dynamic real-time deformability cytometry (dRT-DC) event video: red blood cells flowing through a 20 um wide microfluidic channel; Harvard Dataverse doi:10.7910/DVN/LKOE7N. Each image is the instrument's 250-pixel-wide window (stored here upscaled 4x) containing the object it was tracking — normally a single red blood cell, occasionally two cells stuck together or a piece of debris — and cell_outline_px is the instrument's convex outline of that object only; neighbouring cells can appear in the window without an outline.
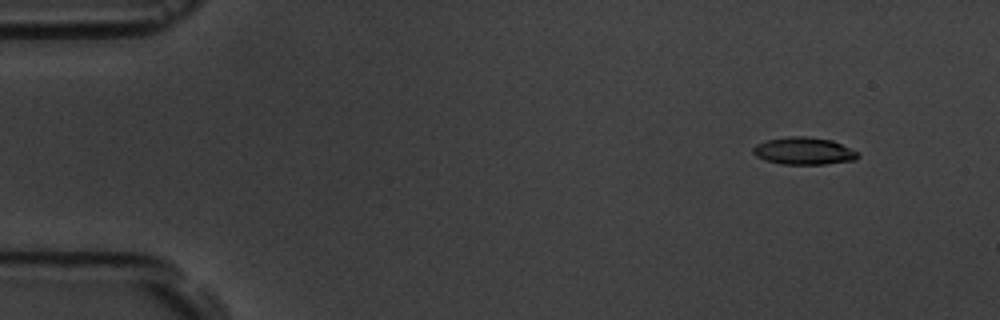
{"species": "common noctule bat (a hibernating species)", "species_latin": "Nyctalus noctula", "temperature_condition": "room temperature", "stored_images_in_passage": 4, "camera_frame_rate_fps": 3000, "um_per_image_px": 0.085, "animal": {"sex": "male", "body_mass_g": 19.5, "forearm_length_mm": 54.6}, "frame": {"image": 1, "passage_image": 1, "time_ms": 0.0, "image_size_px": [1000, 320], "cell_outline_px": [[860, 156], [856, 160], [824, 164], [780, 164], [764, 160], [756, 156], [752, 152], [752, 148], [756, 144], [768, 140], [788, 136], [808, 136], [832, 140], [856, 152]], "centroid_in_image_um": [68.29, 12.83], "position_along_channel_um": 16.7, "area_um2": 16.65}}
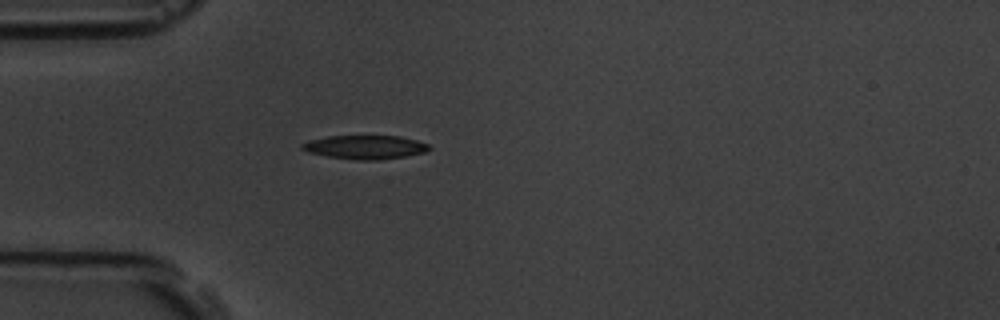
{"frame": {"image": 2, "passage_image": 4, "time_ms": 3.667, "image_size_px": [1000, 320], "cell_outline_px": [[432, 148], [424, 152], [404, 156], [380, 160], [356, 160], [328, 156], [308, 152], [300, 148], [300, 144], [308, 140], [328, 136], [400, 136], [416, 140], [428, 144]], "centroid_in_image_um": [31.01, 12.5], "position_along_channel_um": 54.0, "area_um2": 17.57}}